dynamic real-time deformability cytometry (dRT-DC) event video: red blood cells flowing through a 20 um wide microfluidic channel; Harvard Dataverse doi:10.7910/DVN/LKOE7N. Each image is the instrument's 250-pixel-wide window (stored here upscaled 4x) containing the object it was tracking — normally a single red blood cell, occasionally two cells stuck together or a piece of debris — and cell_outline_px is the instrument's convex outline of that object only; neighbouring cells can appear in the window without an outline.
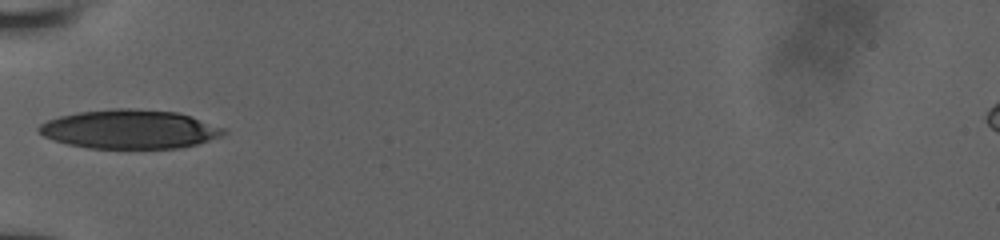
{"species": "human", "species_latin": "Homo sapiens", "temperature_condition": "room temperature", "stored_images_in_passage": 66, "camera_frame_rate_fps": 3000, "um_per_image_px": 0.085, "donor": {"sex": "male"}, "frame": {"image": 1, "passage_image": 1, "time_ms": 0.0, "image_size_px": [1000, 240], "cell_outline_px": [[228, 132], [220, 136], [196, 144], [180, 148], [88, 148], [68, 144], [44, 136], [36, 128], [40, 124], [48, 120], [60, 116], [80, 112], [112, 108], [128, 108], [176, 112], [192, 116], [224, 128]], "centroid_in_image_um": [11.03, 10.98], "position_along_channel_um": 74.0, "area_um2": 41.67}}
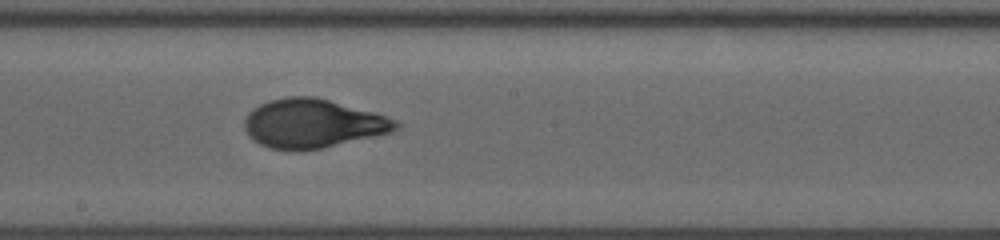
{"frame": {"image": 2, "passage_image": 22, "time_ms": 3.667, "image_size_px": [1000, 240], "cell_outline_px": [[400, 128], [392, 132], [320, 148], [296, 152], [268, 148], [252, 140], [248, 136], [244, 128], [244, 120], [248, 112], [252, 108], [268, 100], [284, 96], [316, 96], [388, 116], [396, 120], [400, 124]], "centroid_in_image_um": [26.54, 10.49], "position_along_channel_um": 221.7, "area_um2": 43.58}}
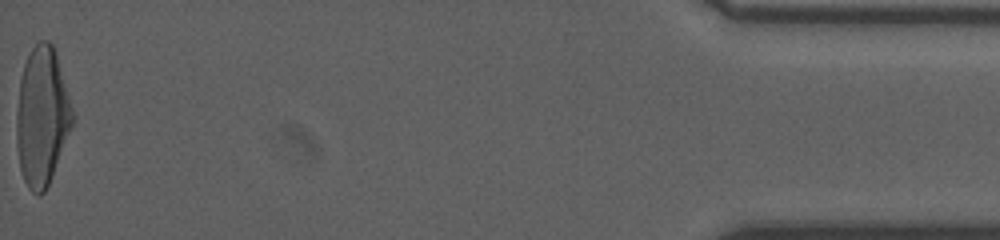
{"frame": {"image": 3, "passage_image": 65, "time_ms": 11.0, "image_size_px": [1000, 240], "cell_outline_px": [[72, 124], [48, 184], [44, 192], [40, 196], [36, 196], [28, 188], [24, 180], [20, 168], [16, 144], [16, 112], [20, 80], [24, 64], [28, 52], [40, 40], [48, 40], [52, 44], [56, 56], [72, 108]], "centroid_in_image_um": [3.52, 9.91], "position_along_channel_um": 431.7, "area_um2": 44.39}}